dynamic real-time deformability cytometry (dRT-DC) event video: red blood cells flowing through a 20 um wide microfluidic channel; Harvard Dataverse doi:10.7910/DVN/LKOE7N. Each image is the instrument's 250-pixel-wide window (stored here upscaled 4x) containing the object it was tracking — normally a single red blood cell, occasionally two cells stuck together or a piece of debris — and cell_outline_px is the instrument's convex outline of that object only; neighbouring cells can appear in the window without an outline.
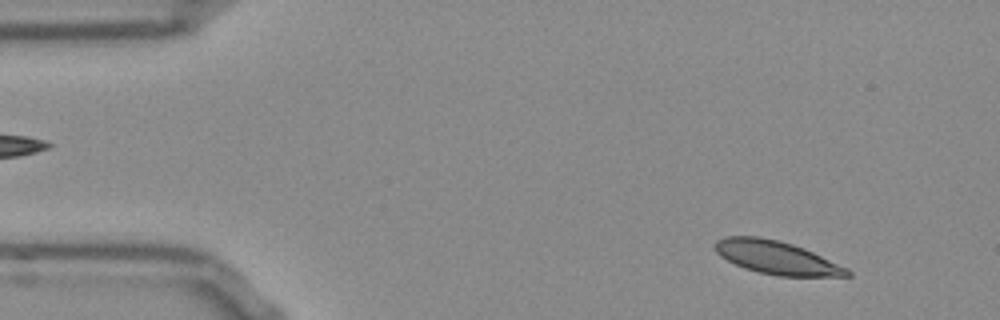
{"species": "Egyptian fruit bat (a non-hibernating species)", "species_latin": "Rousettus aegyptiacus", "temperature_condition": "room temperature", "stored_images_in_passage": 53, "camera_frame_rate_fps": 3000, "um_per_image_px": 0.085, "frame": {"image": 1, "passage_image": 5, "time_ms": 1.333, "image_size_px": [1000, 320], "cell_outline_px": [[852, 276], [776, 276], [756, 272], [744, 268], [720, 256], [712, 248], [712, 244], [716, 240], [724, 236], [760, 236], [780, 240], [804, 248], [848, 268], [852, 272]], "centroid_in_image_um": [65.97, 21.88], "position_along_channel_um": 19.0, "area_um2": 25.89}}
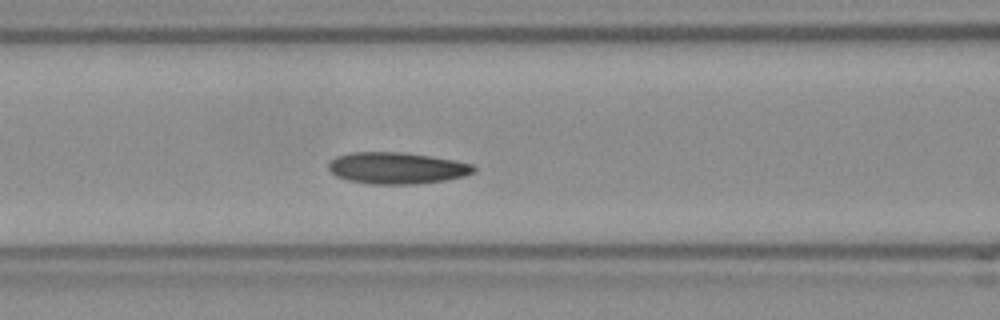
{"frame": {"image": 2, "passage_image": 21, "time_ms": 6.667, "image_size_px": [1000, 320], "cell_outline_px": [[476, 172], [464, 176], [444, 180], [416, 184], [368, 184], [348, 180], [336, 176], [328, 168], [328, 164], [336, 156], [352, 152], [400, 152], [432, 156], [456, 160], [472, 164], [476, 168]], "centroid_in_image_um": [33.75, 14.28], "position_along_channel_um": 132.9, "area_um2": 26.82}}
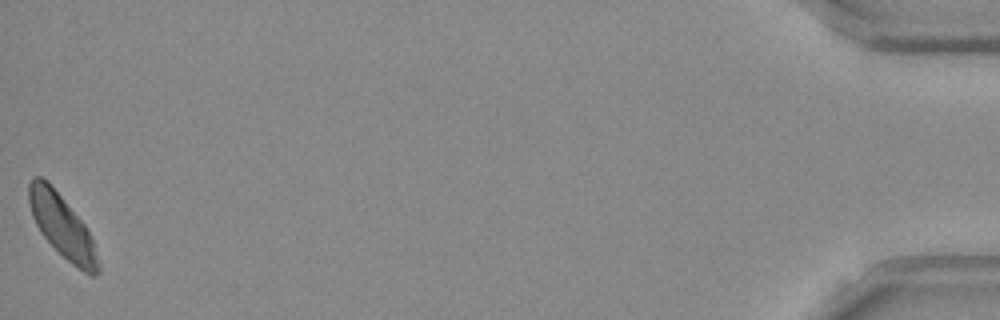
{"frame": {"image": 3, "passage_image": 53, "time_ms": 17.333, "image_size_px": [1000, 320], "cell_outline_px": [[100, 272], [96, 276], [88, 276], [72, 264], [40, 232], [32, 216], [28, 200], [28, 184], [32, 176], [40, 176], [60, 196], [84, 224], [92, 236], [100, 264]], "centroid_in_image_um": [5.31, 19.28], "position_along_channel_um": 429.9, "area_um2": 24.97}, "authors_computed_cell_mechanics": {"area_um2": 25.8944, "velocity_mm_per_s": 3.7424, "shape_relaxation_time_tau1_ms": 2.92, "shape_relaxation_time_tau2_ms": null, "deformation_change_tau1": 0.0918, "deformation_change_tau2": null}}